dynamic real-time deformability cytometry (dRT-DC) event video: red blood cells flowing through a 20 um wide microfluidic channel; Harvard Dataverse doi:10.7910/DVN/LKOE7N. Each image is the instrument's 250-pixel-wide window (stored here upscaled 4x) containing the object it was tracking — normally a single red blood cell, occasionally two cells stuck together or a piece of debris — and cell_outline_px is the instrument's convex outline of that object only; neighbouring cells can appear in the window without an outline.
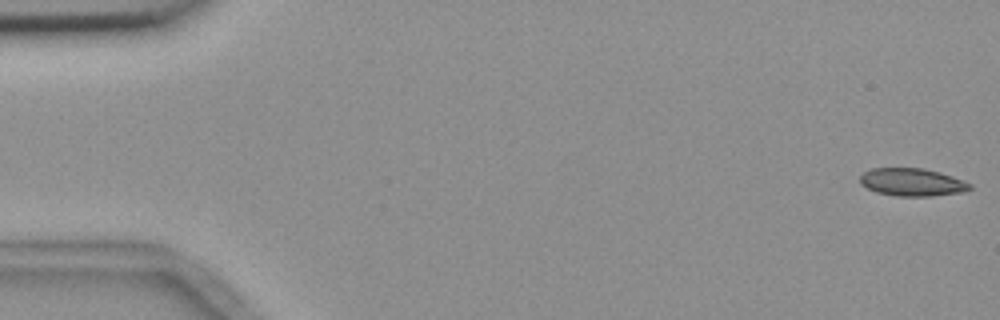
{"species": "common noctule bat (a hibernating species)", "species_latin": "Nyctalus noctula", "temperature_condition": "room temperature", "stored_images_in_passage": 55, "camera_frame_rate_fps": 3000, "um_per_image_px": 0.085, "animal": {"sex": "female", "body_mass_g": 18.4}, "frame": {"image": 1, "passage_image": 1, "time_ms": 0.0, "image_size_px": [1000, 320], "cell_outline_px": [[972, 188], [960, 192], [932, 196], [896, 196], [876, 192], [860, 184], [860, 176], [864, 172], [872, 168], [924, 168], [940, 172], [952, 176], [972, 184]], "centroid_in_image_um": [77.52, 15.48], "position_along_channel_um": 7.5, "area_um2": 17.74}}
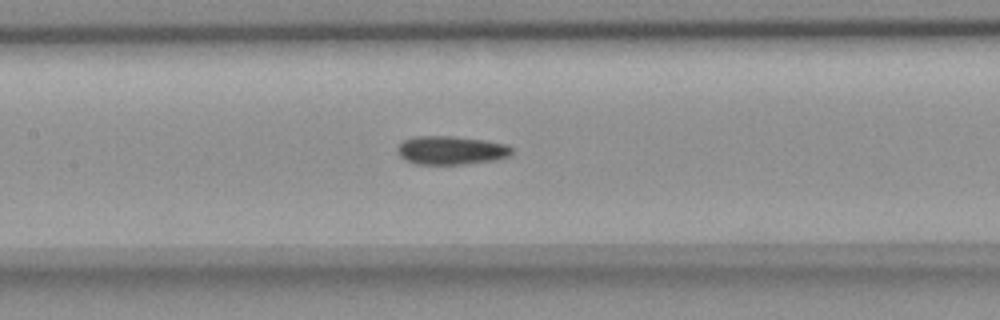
{"frame": {"image": 2, "passage_image": 26, "time_ms": 8.333, "image_size_px": [1000, 320], "cell_outline_px": [[512, 152], [508, 156], [496, 160], [460, 164], [416, 164], [404, 160], [396, 152], [396, 148], [404, 140], [416, 136], [456, 136], [484, 140], [508, 144], [512, 148]], "centroid_in_image_um": [38.32, 12.77], "position_along_channel_um": 169.1, "area_um2": 19.13}}
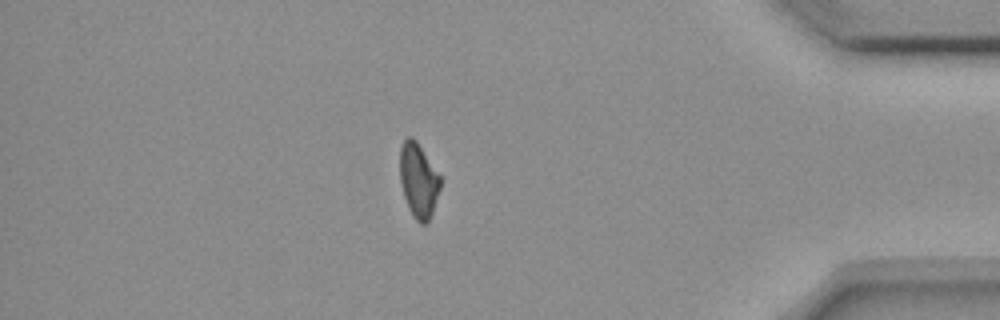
{"frame": {"image": 3, "passage_image": 48, "time_ms": 15.667, "image_size_px": [1000, 320], "cell_outline_px": [[440, 188], [432, 212], [428, 220], [424, 224], [420, 224], [412, 216], [408, 208], [400, 184], [400, 148], [404, 140], [408, 136], [412, 136], [416, 140], [440, 176]], "centroid_in_image_um": [35.54, 15.33], "position_along_channel_um": 399.7, "area_um2": 17.4}, "authors_computed_cell_mechanics": {"area_um2": 18.496, "velocity_mm_per_s": 3.6607, "shape_relaxation_time_tau1_ms": null, "shape_relaxation_time_tau2_ms": 9.532, "deformation_change_tau1": null, "deformation_change_tau2": 0.1483}}